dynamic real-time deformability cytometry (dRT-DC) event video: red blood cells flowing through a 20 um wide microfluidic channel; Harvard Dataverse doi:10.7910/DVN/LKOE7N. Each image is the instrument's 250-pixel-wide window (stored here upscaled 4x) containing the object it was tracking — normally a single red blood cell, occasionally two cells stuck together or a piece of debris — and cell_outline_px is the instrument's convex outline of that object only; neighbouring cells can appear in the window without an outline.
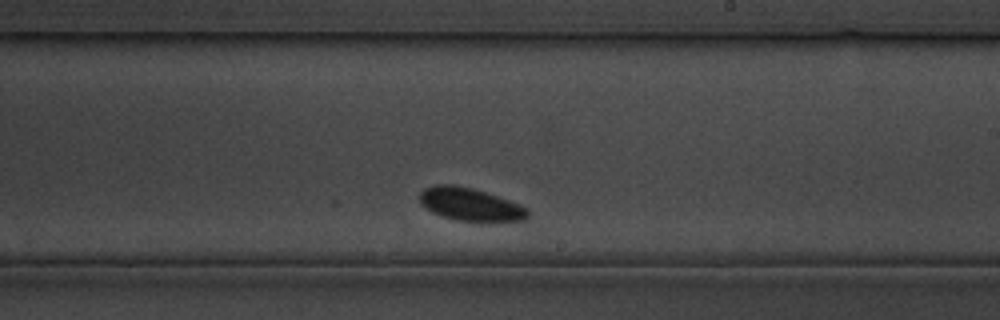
{"species": "common noctule bat (a hibernating species)", "species_latin": "Nyctalus noctula", "temperature_condition": "cold", "stored_images_in_passage": 23, "camera_frame_rate_fps": 3000, "um_per_image_px": 0.085, "animal": {"sex": "male", "body_mass_g": 19.5, "forearm_length_mm": 54.6}, "frame": {"image": 1, "passage_image": 14, "time_ms": 15.667, "image_size_px": [1000, 320], "cell_outline_px": [[528, 216], [524, 220], [456, 220], [440, 216], [432, 212], [420, 204], [420, 192], [424, 188], [436, 184], [452, 184], [472, 188], [520, 204], [528, 208]], "centroid_in_image_um": [39.91, 17.35], "position_along_channel_um": 249.1, "area_um2": 20.35}}